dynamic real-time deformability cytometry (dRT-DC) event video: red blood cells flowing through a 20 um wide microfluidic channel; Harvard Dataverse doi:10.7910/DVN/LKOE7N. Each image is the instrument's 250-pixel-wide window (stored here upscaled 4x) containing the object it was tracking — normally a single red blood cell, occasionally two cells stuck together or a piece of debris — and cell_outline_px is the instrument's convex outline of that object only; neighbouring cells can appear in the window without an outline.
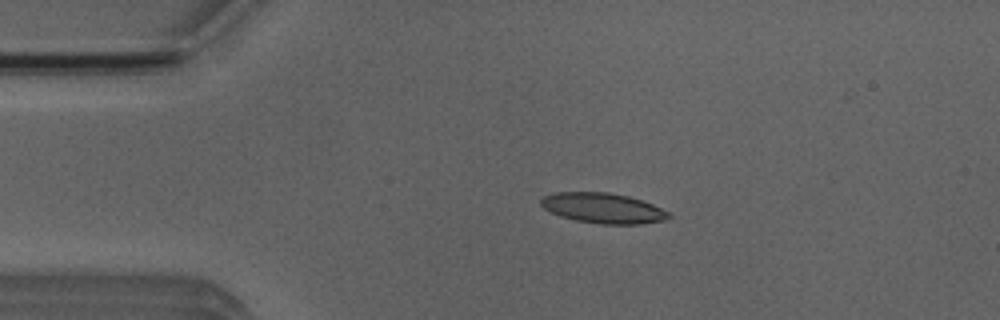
{"species": "Egyptian fruit bat (a non-hibernating species)", "species_latin": "Rousettus aegyptiacus", "temperature_condition": "room temperature", "stored_images_in_passage": 4, "camera_frame_rate_fps": 3000, "um_per_image_px": 0.085, "animal": {"sex": "male"}, "frame": {"image": 1, "passage_image": 3, "time_ms": 2.0, "image_size_px": [1000, 320], "cell_outline_px": [[672, 216], [664, 220], [640, 224], [600, 224], [576, 220], [560, 216], [544, 208], [540, 204], [540, 200], [544, 196], [552, 192], [608, 192], [628, 196], [652, 204], [672, 212]], "centroid_in_image_um": [51.27, 17.69], "position_along_channel_um": 33.7, "area_um2": 22.6}}